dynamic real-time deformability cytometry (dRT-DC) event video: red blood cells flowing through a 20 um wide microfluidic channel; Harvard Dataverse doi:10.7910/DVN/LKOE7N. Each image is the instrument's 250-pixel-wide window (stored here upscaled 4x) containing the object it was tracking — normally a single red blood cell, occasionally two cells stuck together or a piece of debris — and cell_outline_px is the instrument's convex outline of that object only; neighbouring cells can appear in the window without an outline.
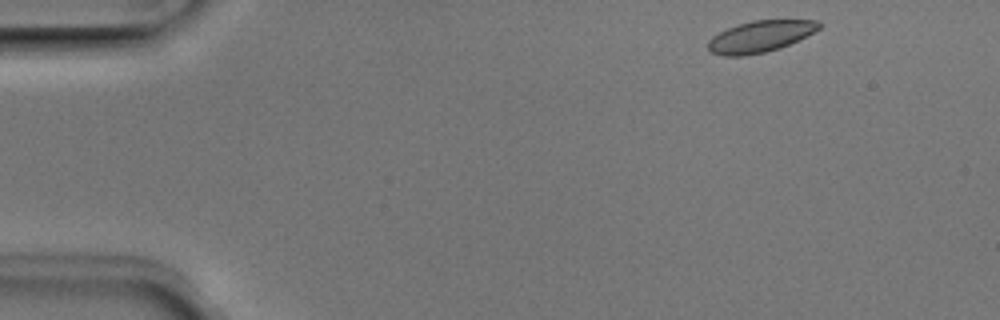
{"species": "Egyptian fruit bat (a non-hibernating species)", "species_latin": "Rousettus aegyptiacus", "temperature_condition": "room temperature", "stored_images_in_passage": 46, "camera_frame_rate_fps": 3000, "um_per_image_px": 0.085, "animal": {"sex": "male"}, "frame": {"image": 1, "passage_image": 1, "time_ms": 0.0, "image_size_px": [1000, 320], "cell_outline_px": [[824, 24], [820, 28], [780, 48], [764, 52], [744, 56], [724, 56], [708, 52], [708, 40], [712, 36], [728, 28], [752, 20], [816, 20]], "centroid_in_image_um": [64.58, 3.1], "position_along_channel_um": 20.4, "area_um2": 20.17}}
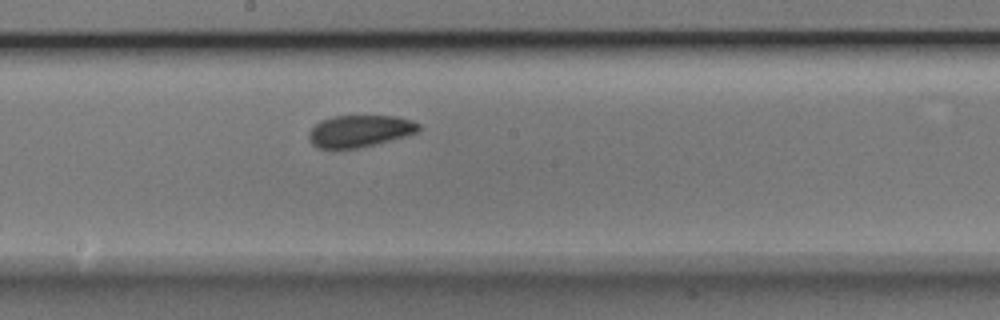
{"frame": {"image": 2, "passage_image": 23, "time_ms": 7.333, "image_size_px": [1000, 320], "cell_outline_px": [[420, 128], [416, 132], [404, 136], [356, 148], [316, 148], [308, 140], [308, 132], [320, 120], [332, 116], [396, 116], [412, 120], [420, 124]], "centroid_in_image_um": [30.53, 11.12], "position_along_channel_um": 217.7, "area_um2": 20.23}}
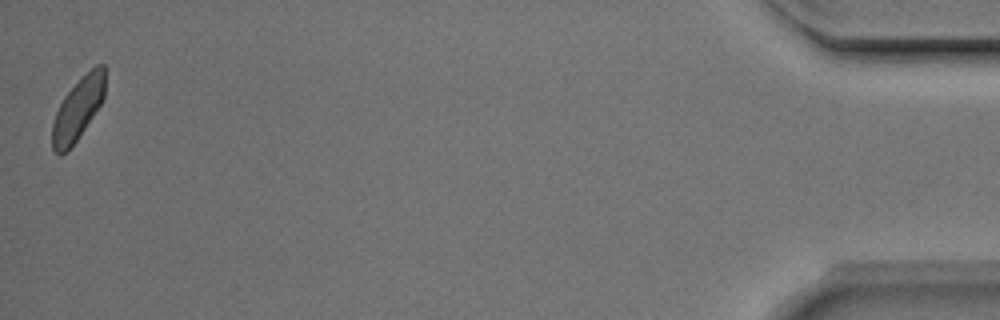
{"frame": {"image": 3, "passage_image": 46, "time_ms": 15.0, "image_size_px": [1000, 320], "cell_outline_px": [[104, 96], [100, 104], [76, 140], [60, 156], [52, 148], [52, 124], [56, 112], [64, 96], [96, 64], [104, 64]], "centroid_in_image_um": [6.6, 9.26], "position_along_channel_um": 428.6, "area_um2": 18.32}, "authors_computed_cell_mechanics": {"area_um2": 20.4901, "velocity_mm_per_s": 3.9512, "shape_relaxation_time_tau1_ms": 3.896, "shape_relaxation_time_tau2_ms": 10.3593, "deformation_change_tau1": 0.0625, "deformation_change_tau2": 0.1369}}